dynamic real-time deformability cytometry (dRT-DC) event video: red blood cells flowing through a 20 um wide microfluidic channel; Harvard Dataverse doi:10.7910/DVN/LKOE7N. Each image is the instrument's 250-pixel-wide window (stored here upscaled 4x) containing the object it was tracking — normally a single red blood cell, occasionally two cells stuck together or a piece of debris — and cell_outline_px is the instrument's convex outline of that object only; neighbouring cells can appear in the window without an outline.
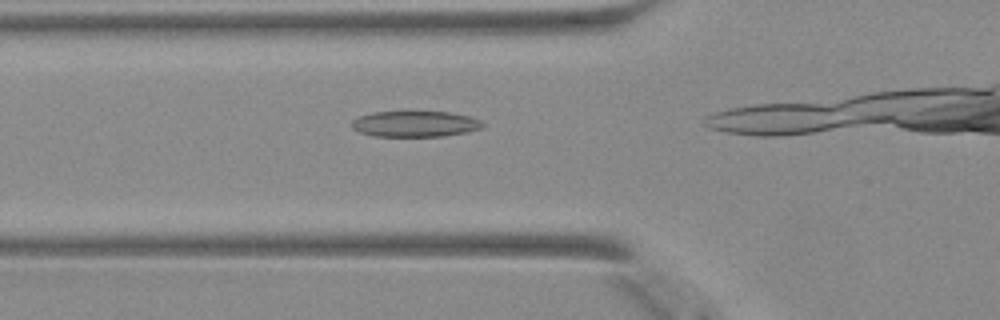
{"species": "Egyptian fruit bat (a non-hibernating species)", "species_latin": "Rousettus aegyptiacus", "temperature_condition": "warm", "stored_images_in_passage": 6, "camera_frame_rate_fps": 3000, "um_per_image_px": 0.085, "animal": {"sex": "female"}, "frame": {"image": 1, "passage_image": 3, "time_ms": 0.667, "image_size_px": [1000, 320], "cell_outline_px": [[484, 124], [480, 128], [468, 132], [444, 136], [372, 136], [360, 132], [352, 128], [352, 120], [360, 116], [372, 112], [448, 112], [468, 116], [480, 120]], "centroid_in_image_um": [35.27, 10.54], "position_along_channel_um": 90.5, "area_um2": 19.59}}